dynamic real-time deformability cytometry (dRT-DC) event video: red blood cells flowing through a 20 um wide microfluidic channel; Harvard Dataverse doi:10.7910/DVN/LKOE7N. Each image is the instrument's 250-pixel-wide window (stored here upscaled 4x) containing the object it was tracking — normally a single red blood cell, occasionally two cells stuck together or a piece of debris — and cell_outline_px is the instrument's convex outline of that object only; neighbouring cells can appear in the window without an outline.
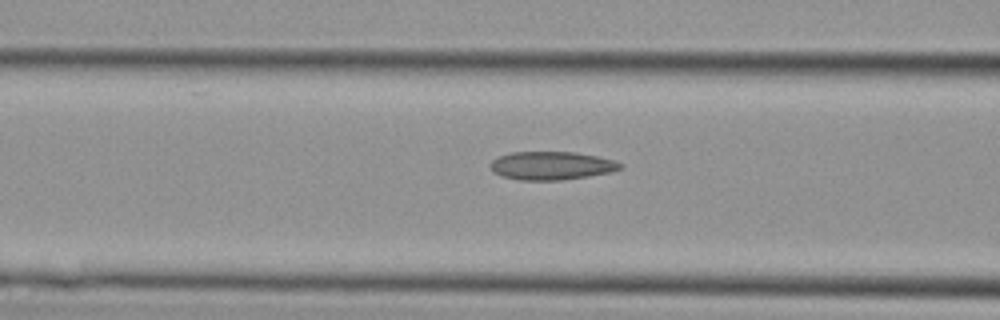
{"species": "Egyptian fruit bat (a non-hibernating species)", "species_latin": "Rousettus aegyptiacus", "temperature_condition": "cold", "stored_images_in_passage": 13, "camera_frame_rate_fps": 3000, "um_per_image_px": 0.085, "animal": {"sex": "female"}, "frame": {"image": 1, "passage_image": 11, "time_ms": 3.333, "image_size_px": [1000, 320], "cell_outline_px": [[624, 168], [612, 172], [588, 176], [560, 180], [520, 180], [500, 176], [492, 172], [492, 160], [500, 156], [512, 152], [576, 152], [596, 156], [612, 160], [624, 164]], "centroid_in_image_um": [46.9, 14.08], "position_along_channel_um": 119.7, "area_um2": 21.39}}